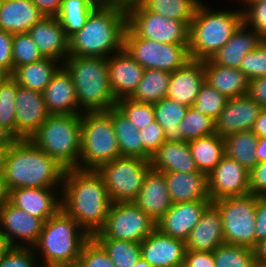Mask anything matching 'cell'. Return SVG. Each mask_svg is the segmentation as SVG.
Wrapping results in <instances>:
<instances>
[{"label":"cell","mask_w":266,"mask_h":267,"mask_svg":"<svg viewBox=\"0 0 266 267\" xmlns=\"http://www.w3.org/2000/svg\"><path fill=\"white\" fill-rule=\"evenodd\" d=\"M63 182L61 208L92 237L105 225L112 204L103 178L96 170L75 168L65 170Z\"/></svg>","instance_id":"obj_1"},{"label":"cell","mask_w":266,"mask_h":267,"mask_svg":"<svg viewBox=\"0 0 266 267\" xmlns=\"http://www.w3.org/2000/svg\"><path fill=\"white\" fill-rule=\"evenodd\" d=\"M65 168L29 139L16 140L4 156L2 175L8 190L56 188L63 182Z\"/></svg>","instance_id":"obj_2"},{"label":"cell","mask_w":266,"mask_h":267,"mask_svg":"<svg viewBox=\"0 0 266 267\" xmlns=\"http://www.w3.org/2000/svg\"><path fill=\"white\" fill-rule=\"evenodd\" d=\"M127 12L117 6L95 7L85 26L69 38V56L108 58L123 49ZM117 50V51H116Z\"/></svg>","instance_id":"obj_3"},{"label":"cell","mask_w":266,"mask_h":267,"mask_svg":"<svg viewBox=\"0 0 266 267\" xmlns=\"http://www.w3.org/2000/svg\"><path fill=\"white\" fill-rule=\"evenodd\" d=\"M63 64L72 77L78 104L84 112L108 111L116 106L107 58L68 56Z\"/></svg>","instance_id":"obj_4"},{"label":"cell","mask_w":266,"mask_h":267,"mask_svg":"<svg viewBox=\"0 0 266 267\" xmlns=\"http://www.w3.org/2000/svg\"><path fill=\"white\" fill-rule=\"evenodd\" d=\"M206 8L201 3L190 23L188 48L193 60L211 59L243 23V10L212 12Z\"/></svg>","instance_id":"obj_5"},{"label":"cell","mask_w":266,"mask_h":267,"mask_svg":"<svg viewBox=\"0 0 266 267\" xmlns=\"http://www.w3.org/2000/svg\"><path fill=\"white\" fill-rule=\"evenodd\" d=\"M89 238L79 224L61 208L43 223L34 248L42 250L44 265L60 267L78 263L82 247Z\"/></svg>","instance_id":"obj_6"},{"label":"cell","mask_w":266,"mask_h":267,"mask_svg":"<svg viewBox=\"0 0 266 267\" xmlns=\"http://www.w3.org/2000/svg\"><path fill=\"white\" fill-rule=\"evenodd\" d=\"M30 141L65 169H79L81 115L50 114Z\"/></svg>","instance_id":"obj_7"},{"label":"cell","mask_w":266,"mask_h":267,"mask_svg":"<svg viewBox=\"0 0 266 267\" xmlns=\"http://www.w3.org/2000/svg\"><path fill=\"white\" fill-rule=\"evenodd\" d=\"M120 156L111 115L107 111L83 112L79 169L97 170Z\"/></svg>","instance_id":"obj_8"},{"label":"cell","mask_w":266,"mask_h":267,"mask_svg":"<svg viewBox=\"0 0 266 267\" xmlns=\"http://www.w3.org/2000/svg\"><path fill=\"white\" fill-rule=\"evenodd\" d=\"M259 198L250 193L212 202L221 214L225 244L255 248V210Z\"/></svg>","instance_id":"obj_9"},{"label":"cell","mask_w":266,"mask_h":267,"mask_svg":"<svg viewBox=\"0 0 266 267\" xmlns=\"http://www.w3.org/2000/svg\"><path fill=\"white\" fill-rule=\"evenodd\" d=\"M151 169L150 161L120 156L96 171L103 178L112 203H127L135 200Z\"/></svg>","instance_id":"obj_10"},{"label":"cell","mask_w":266,"mask_h":267,"mask_svg":"<svg viewBox=\"0 0 266 267\" xmlns=\"http://www.w3.org/2000/svg\"><path fill=\"white\" fill-rule=\"evenodd\" d=\"M189 44H169L136 37L126 28L123 49L146 69L174 72L189 60Z\"/></svg>","instance_id":"obj_11"},{"label":"cell","mask_w":266,"mask_h":267,"mask_svg":"<svg viewBox=\"0 0 266 267\" xmlns=\"http://www.w3.org/2000/svg\"><path fill=\"white\" fill-rule=\"evenodd\" d=\"M127 28L136 36L169 44H189L191 21L168 19L145 10L138 2L126 10Z\"/></svg>","instance_id":"obj_12"},{"label":"cell","mask_w":266,"mask_h":267,"mask_svg":"<svg viewBox=\"0 0 266 267\" xmlns=\"http://www.w3.org/2000/svg\"><path fill=\"white\" fill-rule=\"evenodd\" d=\"M156 229V221L133 202L112 203L103 228L93 238L141 243Z\"/></svg>","instance_id":"obj_13"},{"label":"cell","mask_w":266,"mask_h":267,"mask_svg":"<svg viewBox=\"0 0 266 267\" xmlns=\"http://www.w3.org/2000/svg\"><path fill=\"white\" fill-rule=\"evenodd\" d=\"M250 172L226 154L208 174L211 202L224 197L246 196L250 191Z\"/></svg>","instance_id":"obj_14"},{"label":"cell","mask_w":266,"mask_h":267,"mask_svg":"<svg viewBox=\"0 0 266 267\" xmlns=\"http://www.w3.org/2000/svg\"><path fill=\"white\" fill-rule=\"evenodd\" d=\"M15 101L16 140H30L50 115L43 93L18 86Z\"/></svg>","instance_id":"obj_15"},{"label":"cell","mask_w":266,"mask_h":267,"mask_svg":"<svg viewBox=\"0 0 266 267\" xmlns=\"http://www.w3.org/2000/svg\"><path fill=\"white\" fill-rule=\"evenodd\" d=\"M43 223L40 218L15 207L9 201L0 209V226L3 227V230L0 228V233L11 247H25L15 243L14 237H17L28 243L26 247L31 245V248H34L39 240Z\"/></svg>","instance_id":"obj_16"},{"label":"cell","mask_w":266,"mask_h":267,"mask_svg":"<svg viewBox=\"0 0 266 267\" xmlns=\"http://www.w3.org/2000/svg\"><path fill=\"white\" fill-rule=\"evenodd\" d=\"M211 200L173 203L171 208L156 221V229L165 235L184 242L200 220Z\"/></svg>","instance_id":"obj_17"},{"label":"cell","mask_w":266,"mask_h":267,"mask_svg":"<svg viewBox=\"0 0 266 267\" xmlns=\"http://www.w3.org/2000/svg\"><path fill=\"white\" fill-rule=\"evenodd\" d=\"M262 107L250 96L243 95L227 100L224 109L215 120V131L221 137L252 130Z\"/></svg>","instance_id":"obj_18"},{"label":"cell","mask_w":266,"mask_h":267,"mask_svg":"<svg viewBox=\"0 0 266 267\" xmlns=\"http://www.w3.org/2000/svg\"><path fill=\"white\" fill-rule=\"evenodd\" d=\"M140 250L152 267H183L186 242L155 229L140 243Z\"/></svg>","instance_id":"obj_19"},{"label":"cell","mask_w":266,"mask_h":267,"mask_svg":"<svg viewBox=\"0 0 266 267\" xmlns=\"http://www.w3.org/2000/svg\"><path fill=\"white\" fill-rule=\"evenodd\" d=\"M109 84L116 100L130 98L140 83L144 68L122 49L107 58Z\"/></svg>","instance_id":"obj_20"},{"label":"cell","mask_w":266,"mask_h":267,"mask_svg":"<svg viewBox=\"0 0 266 267\" xmlns=\"http://www.w3.org/2000/svg\"><path fill=\"white\" fill-rule=\"evenodd\" d=\"M28 34L44 58L58 61L69 56V38L56 17L45 16L30 28Z\"/></svg>","instance_id":"obj_21"},{"label":"cell","mask_w":266,"mask_h":267,"mask_svg":"<svg viewBox=\"0 0 266 267\" xmlns=\"http://www.w3.org/2000/svg\"><path fill=\"white\" fill-rule=\"evenodd\" d=\"M204 83L203 61L191 59L183 67L171 73L166 97L190 107L195 103Z\"/></svg>","instance_id":"obj_22"},{"label":"cell","mask_w":266,"mask_h":267,"mask_svg":"<svg viewBox=\"0 0 266 267\" xmlns=\"http://www.w3.org/2000/svg\"><path fill=\"white\" fill-rule=\"evenodd\" d=\"M42 93L49 114L81 115L72 77L64 66L53 74Z\"/></svg>","instance_id":"obj_23"},{"label":"cell","mask_w":266,"mask_h":267,"mask_svg":"<svg viewBox=\"0 0 266 267\" xmlns=\"http://www.w3.org/2000/svg\"><path fill=\"white\" fill-rule=\"evenodd\" d=\"M51 191V188L13 189L9 191V202L45 222L55 215L62 205L60 199L56 198V192Z\"/></svg>","instance_id":"obj_24"},{"label":"cell","mask_w":266,"mask_h":267,"mask_svg":"<svg viewBox=\"0 0 266 267\" xmlns=\"http://www.w3.org/2000/svg\"><path fill=\"white\" fill-rule=\"evenodd\" d=\"M222 244H225V241L221 214L211 203L191 231L186 241V249L213 252Z\"/></svg>","instance_id":"obj_25"},{"label":"cell","mask_w":266,"mask_h":267,"mask_svg":"<svg viewBox=\"0 0 266 267\" xmlns=\"http://www.w3.org/2000/svg\"><path fill=\"white\" fill-rule=\"evenodd\" d=\"M133 203L155 221L164 215L173 204L164 174L151 169Z\"/></svg>","instance_id":"obj_26"},{"label":"cell","mask_w":266,"mask_h":267,"mask_svg":"<svg viewBox=\"0 0 266 267\" xmlns=\"http://www.w3.org/2000/svg\"><path fill=\"white\" fill-rule=\"evenodd\" d=\"M172 203L210 200L208 175L203 172H162Z\"/></svg>","instance_id":"obj_27"},{"label":"cell","mask_w":266,"mask_h":267,"mask_svg":"<svg viewBox=\"0 0 266 267\" xmlns=\"http://www.w3.org/2000/svg\"><path fill=\"white\" fill-rule=\"evenodd\" d=\"M250 31L247 32V25L243 22L210 60L217 65L239 69L245 55L255 50L264 41L256 31Z\"/></svg>","instance_id":"obj_28"},{"label":"cell","mask_w":266,"mask_h":267,"mask_svg":"<svg viewBox=\"0 0 266 267\" xmlns=\"http://www.w3.org/2000/svg\"><path fill=\"white\" fill-rule=\"evenodd\" d=\"M45 15L31 0H4L0 9V30L27 33Z\"/></svg>","instance_id":"obj_29"},{"label":"cell","mask_w":266,"mask_h":267,"mask_svg":"<svg viewBox=\"0 0 266 267\" xmlns=\"http://www.w3.org/2000/svg\"><path fill=\"white\" fill-rule=\"evenodd\" d=\"M150 164L158 172H200L188 142L165 141L151 157Z\"/></svg>","instance_id":"obj_30"},{"label":"cell","mask_w":266,"mask_h":267,"mask_svg":"<svg viewBox=\"0 0 266 267\" xmlns=\"http://www.w3.org/2000/svg\"><path fill=\"white\" fill-rule=\"evenodd\" d=\"M205 82L226 98H234L248 93L249 79L240 69L224 67L204 60Z\"/></svg>","instance_id":"obj_31"},{"label":"cell","mask_w":266,"mask_h":267,"mask_svg":"<svg viewBox=\"0 0 266 267\" xmlns=\"http://www.w3.org/2000/svg\"><path fill=\"white\" fill-rule=\"evenodd\" d=\"M107 112L112 118L121 156L150 161L151 156L144 150L139 130L134 124L116 106Z\"/></svg>","instance_id":"obj_32"},{"label":"cell","mask_w":266,"mask_h":267,"mask_svg":"<svg viewBox=\"0 0 266 267\" xmlns=\"http://www.w3.org/2000/svg\"><path fill=\"white\" fill-rule=\"evenodd\" d=\"M188 107L168 97L153 104L155 121L163 128L166 141L188 142L179 126Z\"/></svg>","instance_id":"obj_33"},{"label":"cell","mask_w":266,"mask_h":267,"mask_svg":"<svg viewBox=\"0 0 266 267\" xmlns=\"http://www.w3.org/2000/svg\"><path fill=\"white\" fill-rule=\"evenodd\" d=\"M192 157L200 172L210 174L225 155L224 137L214 133L188 142Z\"/></svg>","instance_id":"obj_34"},{"label":"cell","mask_w":266,"mask_h":267,"mask_svg":"<svg viewBox=\"0 0 266 267\" xmlns=\"http://www.w3.org/2000/svg\"><path fill=\"white\" fill-rule=\"evenodd\" d=\"M57 60L44 58L32 64L17 67L11 77L21 87L43 92L58 70Z\"/></svg>","instance_id":"obj_35"},{"label":"cell","mask_w":266,"mask_h":267,"mask_svg":"<svg viewBox=\"0 0 266 267\" xmlns=\"http://www.w3.org/2000/svg\"><path fill=\"white\" fill-rule=\"evenodd\" d=\"M257 140L258 137L252 130L227 135L224 137L225 154L250 172L258 164L255 155Z\"/></svg>","instance_id":"obj_36"},{"label":"cell","mask_w":266,"mask_h":267,"mask_svg":"<svg viewBox=\"0 0 266 267\" xmlns=\"http://www.w3.org/2000/svg\"><path fill=\"white\" fill-rule=\"evenodd\" d=\"M170 78V72L146 69L137 89L130 98L136 102L155 104L166 98Z\"/></svg>","instance_id":"obj_37"},{"label":"cell","mask_w":266,"mask_h":267,"mask_svg":"<svg viewBox=\"0 0 266 267\" xmlns=\"http://www.w3.org/2000/svg\"><path fill=\"white\" fill-rule=\"evenodd\" d=\"M145 10L168 19L192 21L201 4L200 0H138Z\"/></svg>","instance_id":"obj_38"},{"label":"cell","mask_w":266,"mask_h":267,"mask_svg":"<svg viewBox=\"0 0 266 267\" xmlns=\"http://www.w3.org/2000/svg\"><path fill=\"white\" fill-rule=\"evenodd\" d=\"M95 7L89 0H63L55 17L70 38L85 26L88 16Z\"/></svg>","instance_id":"obj_39"},{"label":"cell","mask_w":266,"mask_h":267,"mask_svg":"<svg viewBox=\"0 0 266 267\" xmlns=\"http://www.w3.org/2000/svg\"><path fill=\"white\" fill-rule=\"evenodd\" d=\"M107 252L115 267H134L141 257L140 243L94 238Z\"/></svg>","instance_id":"obj_40"},{"label":"cell","mask_w":266,"mask_h":267,"mask_svg":"<svg viewBox=\"0 0 266 267\" xmlns=\"http://www.w3.org/2000/svg\"><path fill=\"white\" fill-rule=\"evenodd\" d=\"M215 267H256L254 250L222 244L213 251Z\"/></svg>","instance_id":"obj_41"},{"label":"cell","mask_w":266,"mask_h":267,"mask_svg":"<svg viewBox=\"0 0 266 267\" xmlns=\"http://www.w3.org/2000/svg\"><path fill=\"white\" fill-rule=\"evenodd\" d=\"M19 85L8 76L0 83V126L16 139L15 99Z\"/></svg>","instance_id":"obj_42"},{"label":"cell","mask_w":266,"mask_h":267,"mask_svg":"<svg viewBox=\"0 0 266 267\" xmlns=\"http://www.w3.org/2000/svg\"><path fill=\"white\" fill-rule=\"evenodd\" d=\"M179 126L180 131L188 142L216 133L215 120L206 114H199L192 106L188 107L186 115Z\"/></svg>","instance_id":"obj_43"},{"label":"cell","mask_w":266,"mask_h":267,"mask_svg":"<svg viewBox=\"0 0 266 267\" xmlns=\"http://www.w3.org/2000/svg\"><path fill=\"white\" fill-rule=\"evenodd\" d=\"M116 107L138 130L155 121L153 104L136 102L131 98L117 100Z\"/></svg>","instance_id":"obj_44"},{"label":"cell","mask_w":266,"mask_h":267,"mask_svg":"<svg viewBox=\"0 0 266 267\" xmlns=\"http://www.w3.org/2000/svg\"><path fill=\"white\" fill-rule=\"evenodd\" d=\"M228 98L219 93L214 87L208 83H204L196 97L195 103L192 105L194 110L199 114H206L213 120H216L224 109Z\"/></svg>","instance_id":"obj_45"},{"label":"cell","mask_w":266,"mask_h":267,"mask_svg":"<svg viewBox=\"0 0 266 267\" xmlns=\"http://www.w3.org/2000/svg\"><path fill=\"white\" fill-rule=\"evenodd\" d=\"M44 59L38 46L27 33L13 34V67L32 64Z\"/></svg>","instance_id":"obj_46"},{"label":"cell","mask_w":266,"mask_h":267,"mask_svg":"<svg viewBox=\"0 0 266 267\" xmlns=\"http://www.w3.org/2000/svg\"><path fill=\"white\" fill-rule=\"evenodd\" d=\"M78 263L82 267H115L105 249L93 237L84 243Z\"/></svg>","instance_id":"obj_47"},{"label":"cell","mask_w":266,"mask_h":267,"mask_svg":"<svg viewBox=\"0 0 266 267\" xmlns=\"http://www.w3.org/2000/svg\"><path fill=\"white\" fill-rule=\"evenodd\" d=\"M239 69L249 80L266 76V40L245 55Z\"/></svg>","instance_id":"obj_48"},{"label":"cell","mask_w":266,"mask_h":267,"mask_svg":"<svg viewBox=\"0 0 266 267\" xmlns=\"http://www.w3.org/2000/svg\"><path fill=\"white\" fill-rule=\"evenodd\" d=\"M249 5L248 11H243V22L250 25L264 40H266V1L242 0Z\"/></svg>","instance_id":"obj_49"},{"label":"cell","mask_w":266,"mask_h":267,"mask_svg":"<svg viewBox=\"0 0 266 267\" xmlns=\"http://www.w3.org/2000/svg\"><path fill=\"white\" fill-rule=\"evenodd\" d=\"M31 247H11L0 261V267H36Z\"/></svg>","instance_id":"obj_50"},{"label":"cell","mask_w":266,"mask_h":267,"mask_svg":"<svg viewBox=\"0 0 266 267\" xmlns=\"http://www.w3.org/2000/svg\"><path fill=\"white\" fill-rule=\"evenodd\" d=\"M144 150L152 157L157 149L166 141L163 128L156 122L139 130Z\"/></svg>","instance_id":"obj_51"},{"label":"cell","mask_w":266,"mask_h":267,"mask_svg":"<svg viewBox=\"0 0 266 267\" xmlns=\"http://www.w3.org/2000/svg\"><path fill=\"white\" fill-rule=\"evenodd\" d=\"M0 68L9 76L14 71L13 67V34L0 30Z\"/></svg>","instance_id":"obj_52"},{"label":"cell","mask_w":266,"mask_h":267,"mask_svg":"<svg viewBox=\"0 0 266 267\" xmlns=\"http://www.w3.org/2000/svg\"><path fill=\"white\" fill-rule=\"evenodd\" d=\"M250 191L257 197H266V162L258 163L249 174Z\"/></svg>","instance_id":"obj_53"},{"label":"cell","mask_w":266,"mask_h":267,"mask_svg":"<svg viewBox=\"0 0 266 267\" xmlns=\"http://www.w3.org/2000/svg\"><path fill=\"white\" fill-rule=\"evenodd\" d=\"M183 267H215L213 252L186 249Z\"/></svg>","instance_id":"obj_54"},{"label":"cell","mask_w":266,"mask_h":267,"mask_svg":"<svg viewBox=\"0 0 266 267\" xmlns=\"http://www.w3.org/2000/svg\"><path fill=\"white\" fill-rule=\"evenodd\" d=\"M255 238L256 245L266 238V197H260L256 201L255 210Z\"/></svg>","instance_id":"obj_55"},{"label":"cell","mask_w":266,"mask_h":267,"mask_svg":"<svg viewBox=\"0 0 266 267\" xmlns=\"http://www.w3.org/2000/svg\"><path fill=\"white\" fill-rule=\"evenodd\" d=\"M247 95L266 108V76L249 80Z\"/></svg>","instance_id":"obj_56"},{"label":"cell","mask_w":266,"mask_h":267,"mask_svg":"<svg viewBox=\"0 0 266 267\" xmlns=\"http://www.w3.org/2000/svg\"><path fill=\"white\" fill-rule=\"evenodd\" d=\"M45 15L55 17L61 8L63 0H31Z\"/></svg>","instance_id":"obj_57"},{"label":"cell","mask_w":266,"mask_h":267,"mask_svg":"<svg viewBox=\"0 0 266 267\" xmlns=\"http://www.w3.org/2000/svg\"><path fill=\"white\" fill-rule=\"evenodd\" d=\"M252 131L258 138L266 137V108H262L256 119Z\"/></svg>","instance_id":"obj_58"},{"label":"cell","mask_w":266,"mask_h":267,"mask_svg":"<svg viewBox=\"0 0 266 267\" xmlns=\"http://www.w3.org/2000/svg\"><path fill=\"white\" fill-rule=\"evenodd\" d=\"M253 250L256 266H266V238L259 241Z\"/></svg>","instance_id":"obj_59"},{"label":"cell","mask_w":266,"mask_h":267,"mask_svg":"<svg viewBox=\"0 0 266 267\" xmlns=\"http://www.w3.org/2000/svg\"><path fill=\"white\" fill-rule=\"evenodd\" d=\"M138 0H97L98 6H117L125 10L132 7Z\"/></svg>","instance_id":"obj_60"},{"label":"cell","mask_w":266,"mask_h":267,"mask_svg":"<svg viewBox=\"0 0 266 267\" xmlns=\"http://www.w3.org/2000/svg\"><path fill=\"white\" fill-rule=\"evenodd\" d=\"M255 155L258 163L266 162V137L258 138Z\"/></svg>","instance_id":"obj_61"},{"label":"cell","mask_w":266,"mask_h":267,"mask_svg":"<svg viewBox=\"0 0 266 267\" xmlns=\"http://www.w3.org/2000/svg\"><path fill=\"white\" fill-rule=\"evenodd\" d=\"M16 139L3 127L0 126V147L8 149Z\"/></svg>","instance_id":"obj_62"},{"label":"cell","mask_w":266,"mask_h":267,"mask_svg":"<svg viewBox=\"0 0 266 267\" xmlns=\"http://www.w3.org/2000/svg\"><path fill=\"white\" fill-rule=\"evenodd\" d=\"M9 201V190L6 181L2 174H0V209Z\"/></svg>","instance_id":"obj_63"},{"label":"cell","mask_w":266,"mask_h":267,"mask_svg":"<svg viewBox=\"0 0 266 267\" xmlns=\"http://www.w3.org/2000/svg\"><path fill=\"white\" fill-rule=\"evenodd\" d=\"M11 248L9 242L5 237L0 233V261L4 258L5 254Z\"/></svg>","instance_id":"obj_64"},{"label":"cell","mask_w":266,"mask_h":267,"mask_svg":"<svg viewBox=\"0 0 266 267\" xmlns=\"http://www.w3.org/2000/svg\"><path fill=\"white\" fill-rule=\"evenodd\" d=\"M6 148L0 147V174L3 172V164H4V156H5Z\"/></svg>","instance_id":"obj_65"},{"label":"cell","mask_w":266,"mask_h":267,"mask_svg":"<svg viewBox=\"0 0 266 267\" xmlns=\"http://www.w3.org/2000/svg\"><path fill=\"white\" fill-rule=\"evenodd\" d=\"M134 267H152V266L146 260L140 257L137 263L134 265Z\"/></svg>","instance_id":"obj_66"},{"label":"cell","mask_w":266,"mask_h":267,"mask_svg":"<svg viewBox=\"0 0 266 267\" xmlns=\"http://www.w3.org/2000/svg\"><path fill=\"white\" fill-rule=\"evenodd\" d=\"M9 75L0 68V83L3 82Z\"/></svg>","instance_id":"obj_67"},{"label":"cell","mask_w":266,"mask_h":267,"mask_svg":"<svg viewBox=\"0 0 266 267\" xmlns=\"http://www.w3.org/2000/svg\"><path fill=\"white\" fill-rule=\"evenodd\" d=\"M60 267H82L79 263H73L68 265H62Z\"/></svg>","instance_id":"obj_68"},{"label":"cell","mask_w":266,"mask_h":267,"mask_svg":"<svg viewBox=\"0 0 266 267\" xmlns=\"http://www.w3.org/2000/svg\"><path fill=\"white\" fill-rule=\"evenodd\" d=\"M94 6L97 7V0H89Z\"/></svg>","instance_id":"obj_69"},{"label":"cell","mask_w":266,"mask_h":267,"mask_svg":"<svg viewBox=\"0 0 266 267\" xmlns=\"http://www.w3.org/2000/svg\"><path fill=\"white\" fill-rule=\"evenodd\" d=\"M38 267V266H37ZM40 267H57V266H48V265H42Z\"/></svg>","instance_id":"obj_70"},{"label":"cell","mask_w":266,"mask_h":267,"mask_svg":"<svg viewBox=\"0 0 266 267\" xmlns=\"http://www.w3.org/2000/svg\"><path fill=\"white\" fill-rule=\"evenodd\" d=\"M3 2H4V0H0V9H1L2 5H3Z\"/></svg>","instance_id":"obj_71"}]
</instances>
